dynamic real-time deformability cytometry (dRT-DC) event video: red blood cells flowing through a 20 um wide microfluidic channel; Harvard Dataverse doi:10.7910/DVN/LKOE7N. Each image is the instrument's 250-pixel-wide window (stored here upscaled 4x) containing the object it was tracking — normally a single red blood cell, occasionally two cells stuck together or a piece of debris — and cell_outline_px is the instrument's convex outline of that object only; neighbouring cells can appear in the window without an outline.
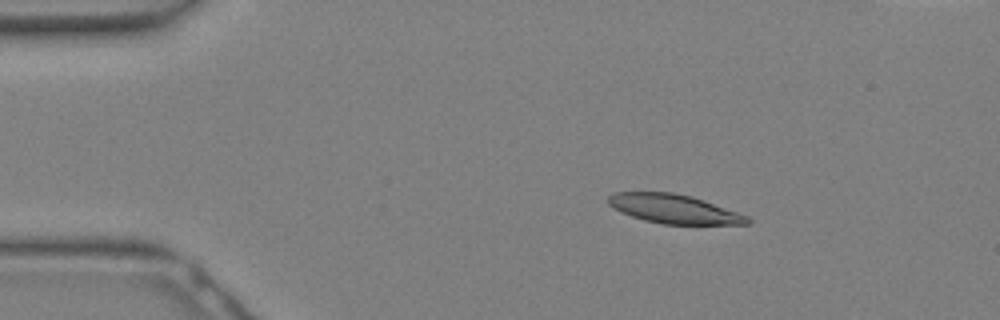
{"species": "Egyptian fruit bat (a non-hibernating species)", "species_latin": "Rousettus aegyptiacus", "temperature_condition": "warm", "stored_images_in_passage": 14, "camera_frame_rate_fps": 3000, "um_per_image_px": 0.085, "animal": {"sex": "female"}, "frame": {"image": 1, "passage_image": 4, "time_ms": 1.0, "image_size_px": [1000, 320], "cell_outline_px": [[752, 224], [664, 224], [644, 220], [620, 212], [612, 208], [608, 204], [608, 196], [612, 192], [672, 192], [692, 196], [704, 200], [748, 216], [752, 220]], "centroid_in_image_um": [57.27, 17.75], "position_along_channel_um": 27.7, "area_um2": 23.58}}
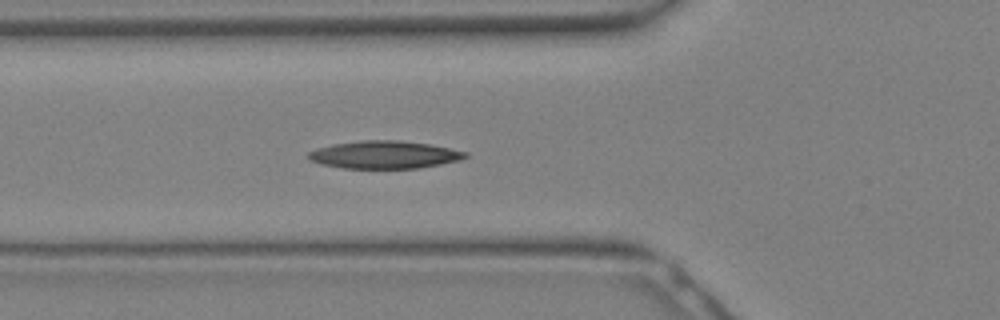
{"frame": {"image": 2, "passage_image": 10, "time_ms": 3.0, "image_size_px": [1000, 320], "cell_outline_px": [[468, 156], [460, 160], [440, 164], [416, 168], [344, 168], [320, 164], [308, 160], [308, 152], [316, 148], [332, 144], [360, 140], [400, 140], [432, 144], [468, 152]], "centroid_in_image_um": [32.66, 13.14], "position_along_channel_um": 93.1, "area_um2": 25.49}}
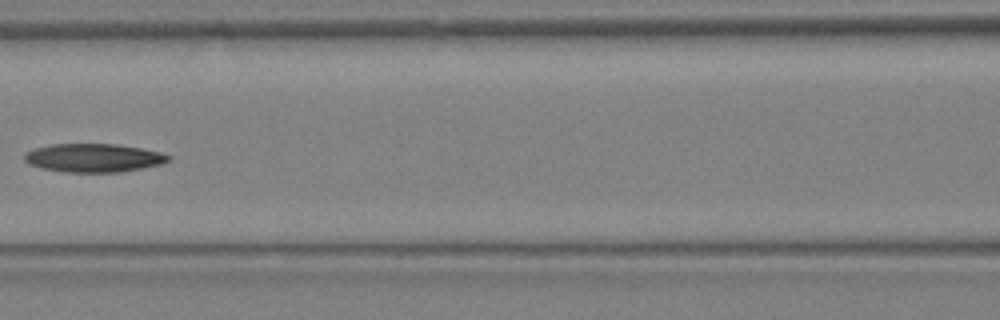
{"frame": {"image": 3, "passage_image": 13, "time_ms": 4.0, "image_size_px": [1000, 320], "cell_outline_px": [[172, 156], [168, 160], [160, 164], [120, 172], [64, 172], [40, 168], [24, 160], [24, 152], [36, 148], [52, 144], [116, 144], [140, 148], [160, 152]], "centroid_in_image_um": [7.93, 13.41], "position_along_channel_um": 158.7, "area_um2": 23.7}}